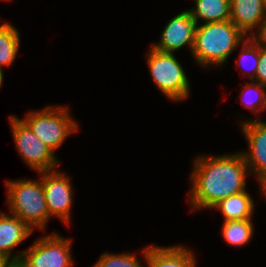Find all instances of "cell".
<instances>
[{"mask_svg":"<svg viewBox=\"0 0 266 267\" xmlns=\"http://www.w3.org/2000/svg\"><path fill=\"white\" fill-rule=\"evenodd\" d=\"M13 260L4 255H0V267H8Z\"/></svg>","mask_w":266,"mask_h":267,"instance_id":"cell-24","label":"cell"},{"mask_svg":"<svg viewBox=\"0 0 266 267\" xmlns=\"http://www.w3.org/2000/svg\"><path fill=\"white\" fill-rule=\"evenodd\" d=\"M145 267H197L196 255L181 244L148 245L142 250Z\"/></svg>","mask_w":266,"mask_h":267,"instance_id":"cell-11","label":"cell"},{"mask_svg":"<svg viewBox=\"0 0 266 267\" xmlns=\"http://www.w3.org/2000/svg\"><path fill=\"white\" fill-rule=\"evenodd\" d=\"M266 17L263 0H230V20L250 36Z\"/></svg>","mask_w":266,"mask_h":267,"instance_id":"cell-13","label":"cell"},{"mask_svg":"<svg viewBox=\"0 0 266 267\" xmlns=\"http://www.w3.org/2000/svg\"><path fill=\"white\" fill-rule=\"evenodd\" d=\"M20 32L12 23L0 24V69L15 61L20 49Z\"/></svg>","mask_w":266,"mask_h":267,"instance_id":"cell-16","label":"cell"},{"mask_svg":"<svg viewBox=\"0 0 266 267\" xmlns=\"http://www.w3.org/2000/svg\"><path fill=\"white\" fill-rule=\"evenodd\" d=\"M91 267H145V265L140 263L137 254L131 252L115 254L106 251Z\"/></svg>","mask_w":266,"mask_h":267,"instance_id":"cell-20","label":"cell"},{"mask_svg":"<svg viewBox=\"0 0 266 267\" xmlns=\"http://www.w3.org/2000/svg\"><path fill=\"white\" fill-rule=\"evenodd\" d=\"M253 219L223 221L221 234L227 244L241 247L251 242L254 234Z\"/></svg>","mask_w":266,"mask_h":267,"instance_id":"cell-17","label":"cell"},{"mask_svg":"<svg viewBox=\"0 0 266 267\" xmlns=\"http://www.w3.org/2000/svg\"><path fill=\"white\" fill-rule=\"evenodd\" d=\"M256 181L259 184L258 186L260 188V194L264 195L263 197L266 199V175L258 177Z\"/></svg>","mask_w":266,"mask_h":267,"instance_id":"cell-23","label":"cell"},{"mask_svg":"<svg viewBox=\"0 0 266 267\" xmlns=\"http://www.w3.org/2000/svg\"><path fill=\"white\" fill-rule=\"evenodd\" d=\"M39 179L5 180L10 213L14 214L34 230H46L50 220L42 186V172Z\"/></svg>","mask_w":266,"mask_h":267,"instance_id":"cell-3","label":"cell"},{"mask_svg":"<svg viewBox=\"0 0 266 267\" xmlns=\"http://www.w3.org/2000/svg\"><path fill=\"white\" fill-rule=\"evenodd\" d=\"M146 53L147 67L157 89L171 101L181 102L187 99L191 83L175 54L157 51L152 46Z\"/></svg>","mask_w":266,"mask_h":267,"instance_id":"cell-5","label":"cell"},{"mask_svg":"<svg viewBox=\"0 0 266 267\" xmlns=\"http://www.w3.org/2000/svg\"><path fill=\"white\" fill-rule=\"evenodd\" d=\"M4 70L0 69V88L3 86Z\"/></svg>","mask_w":266,"mask_h":267,"instance_id":"cell-26","label":"cell"},{"mask_svg":"<svg viewBox=\"0 0 266 267\" xmlns=\"http://www.w3.org/2000/svg\"><path fill=\"white\" fill-rule=\"evenodd\" d=\"M250 37L262 48H266V17Z\"/></svg>","mask_w":266,"mask_h":267,"instance_id":"cell-22","label":"cell"},{"mask_svg":"<svg viewBox=\"0 0 266 267\" xmlns=\"http://www.w3.org/2000/svg\"><path fill=\"white\" fill-rule=\"evenodd\" d=\"M194 3L188 10L197 24L230 20V0H194Z\"/></svg>","mask_w":266,"mask_h":267,"instance_id":"cell-15","label":"cell"},{"mask_svg":"<svg viewBox=\"0 0 266 267\" xmlns=\"http://www.w3.org/2000/svg\"><path fill=\"white\" fill-rule=\"evenodd\" d=\"M10 130L18 154L33 171L46 172L56 170L61 161L16 115L9 117Z\"/></svg>","mask_w":266,"mask_h":267,"instance_id":"cell-6","label":"cell"},{"mask_svg":"<svg viewBox=\"0 0 266 267\" xmlns=\"http://www.w3.org/2000/svg\"><path fill=\"white\" fill-rule=\"evenodd\" d=\"M240 100L247 110H251L252 114H259L266 110V86L257 82H246L241 86Z\"/></svg>","mask_w":266,"mask_h":267,"instance_id":"cell-19","label":"cell"},{"mask_svg":"<svg viewBox=\"0 0 266 267\" xmlns=\"http://www.w3.org/2000/svg\"><path fill=\"white\" fill-rule=\"evenodd\" d=\"M263 3H264L265 12H266V0H263Z\"/></svg>","mask_w":266,"mask_h":267,"instance_id":"cell-27","label":"cell"},{"mask_svg":"<svg viewBox=\"0 0 266 267\" xmlns=\"http://www.w3.org/2000/svg\"><path fill=\"white\" fill-rule=\"evenodd\" d=\"M197 23L189 10H184L172 17L162 30L157 43L150 44L155 50L163 53H174L184 46L192 53Z\"/></svg>","mask_w":266,"mask_h":267,"instance_id":"cell-9","label":"cell"},{"mask_svg":"<svg viewBox=\"0 0 266 267\" xmlns=\"http://www.w3.org/2000/svg\"><path fill=\"white\" fill-rule=\"evenodd\" d=\"M68 238L55 231L45 234L23 251L20 261L25 267H71L74 264L71 253L73 241Z\"/></svg>","mask_w":266,"mask_h":267,"instance_id":"cell-7","label":"cell"},{"mask_svg":"<svg viewBox=\"0 0 266 267\" xmlns=\"http://www.w3.org/2000/svg\"><path fill=\"white\" fill-rule=\"evenodd\" d=\"M256 117L242 121L239 119L242 136L245 137L248 151H241L249 168L250 175L256 178L266 175V121Z\"/></svg>","mask_w":266,"mask_h":267,"instance_id":"cell-10","label":"cell"},{"mask_svg":"<svg viewBox=\"0 0 266 267\" xmlns=\"http://www.w3.org/2000/svg\"><path fill=\"white\" fill-rule=\"evenodd\" d=\"M193 163L188 192L191 211L212 209L224 198L247 189L250 171L241 152L200 154Z\"/></svg>","mask_w":266,"mask_h":267,"instance_id":"cell-1","label":"cell"},{"mask_svg":"<svg viewBox=\"0 0 266 267\" xmlns=\"http://www.w3.org/2000/svg\"><path fill=\"white\" fill-rule=\"evenodd\" d=\"M239 54L237 67L241 68L240 72L243 73V76H247L253 81L259 64V45L250 36H247L241 43Z\"/></svg>","mask_w":266,"mask_h":267,"instance_id":"cell-18","label":"cell"},{"mask_svg":"<svg viewBox=\"0 0 266 267\" xmlns=\"http://www.w3.org/2000/svg\"><path fill=\"white\" fill-rule=\"evenodd\" d=\"M246 37L231 20L197 24L191 56L206 70L220 69Z\"/></svg>","mask_w":266,"mask_h":267,"instance_id":"cell-2","label":"cell"},{"mask_svg":"<svg viewBox=\"0 0 266 267\" xmlns=\"http://www.w3.org/2000/svg\"><path fill=\"white\" fill-rule=\"evenodd\" d=\"M32 233L33 230L20 218L12 213L0 211V255L9 257L13 261L20 260L23 251L19 254H13L14 248Z\"/></svg>","mask_w":266,"mask_h":267,"instance_id":"cell-12","label":"cell"},{"mask_svg":"<svg viewBox=\"0 0 266 267\" xmlns=\"http://www.w3.org/2000/svg\"><path fill=\"white\" fill-rule=\"evenodd\" d=\"M247 189L238 194L224 198L212 209H218L224 221L252 219L255 211V202Z\"/></svg>","mask_w":266,"mask_h":267,"instance_id":"cell-14","label":"cell"},{"mask_svg":"<svg viewBox=\"0 0 266 267\" xmlns=\"http://www.w3.org/2000/svg\"><path fill=\"white\" fill-rule=\"evenodd\" d=\"M8 267H25V265L20 261H12Z\"/></svg>","mask_w":266,"mask_h":267,"instance_id":"cell-25","label":"cell"},{"mask_svg":"<svg viewBox=\"0 0 266 267\" xmlns=\"http://www.w3.org/2000/svg\"><path fill=\"white\" fill-rule=\"evenodd\" d=\"M69 107L49 105L31 110L22 120L32 132L55 154L73 132L79 131V123L71 116Z\"/></svg>","mask_w":266,"mask_h":267,"instance_id":"cell-4","label":"cell"},{"mask_svg":"<svg viewBox=\"0 0 266 267\" xmlns=\"http://www.w3.org/2000/svg\"><path fill=\"white\" fill-rule=\"evenodd\" d=\"M71 177L63 171L53 170L42 172V186L49 216L60 219L71 225V211L73 205V191Z\"/></svg>","mask_w":266,"mask_h":267,"instance_id":"cell-8","label":"cell"},{"mask_svg":"<svg viewBox=\"0 0 266 267\" xmlns=\"http://www.w3.org/2000/svg\"><path fill=\"white\" fill-rule=\"evenodd\" d=\"M254 82L266 86V48L259 46V64L255 75Z\"/></svg>","mask_w":266,"mask_h":267,"instance_id":"cell-21","label":"cell"}]
</instances>
